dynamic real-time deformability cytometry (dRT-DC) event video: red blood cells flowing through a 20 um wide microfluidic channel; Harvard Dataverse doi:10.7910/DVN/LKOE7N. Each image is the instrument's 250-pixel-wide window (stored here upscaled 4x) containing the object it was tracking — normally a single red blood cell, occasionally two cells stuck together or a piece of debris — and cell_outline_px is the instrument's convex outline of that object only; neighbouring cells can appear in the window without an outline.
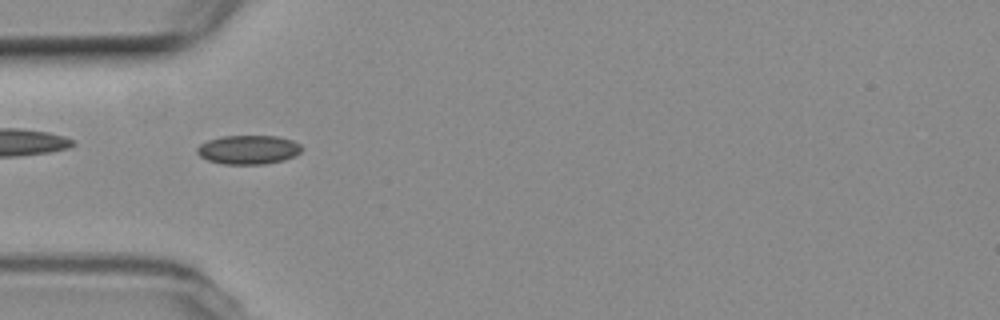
{"species": "common noctule bat (a hibernating species)", "species_latin": "Nyctalus noctula", "temperature_condition": "room temperature", "stored_images_in_passage": 40, "camera_frame_rate_fps": 3000, "um_per_image_px": 0.085, "animal": {"sex": "female", "body_mass_g": 19.3, "forearm_length_mm": 54.1}, "frame": {"image": 1, "passage_image": 2, "time_ms": 0.333, "image_size_px": [1000, 320], "cell_outline_px": [[304, 148], [300, 152], [284, 160], [264, 164], [224, 164], [208, 160], [200, 156], [196, 152], [196, 148], [200, 144], [208, 140], [224, 136], [276, 136], [292, 140], [300, 144]], "centroid_in_image_um": [21.11, 12.72], "position_along_channel_um": 63.9, "area_um2": 17.63}}
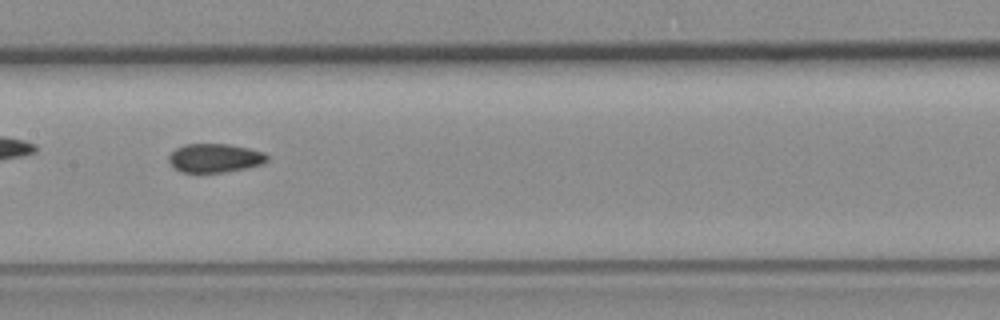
{"frame": {"image": 2, "passage_image": 12, "time_ms": 3.667, "image_size_px": [1000, 320], "cell_outline_px": [[268, 160], [264, 164], [248, 168], [224, 172], [180, 172], [168, 160], [168, 156], [176, 148], [184, 144], [228, 144], [248, 148], [264, 152], [268, 156]], "centroid_in_image_um": [18.29, 13.43], "position_along_channel_um": 189.1, "area_um2": 16.53}}
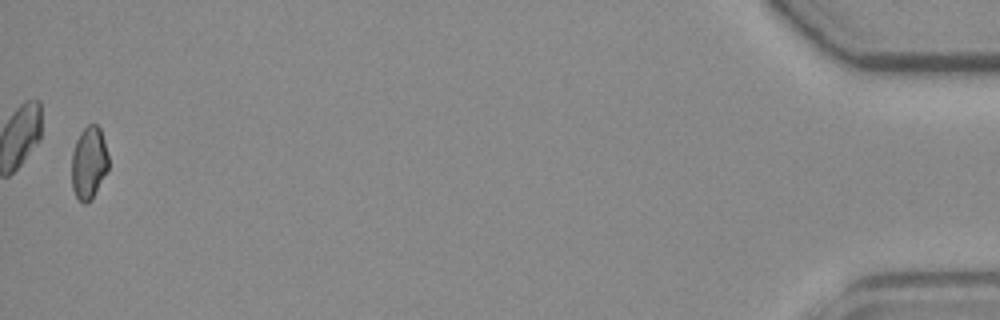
{"frame": {"image": 3, "passage_image": 39, "time_ms": 12.667, "image_size_px": [1000, 320], "cell_outline_px": [[108, 168], [92, 200], [88, 204], [84, 204], [76, 196], [72, 188], [72, 152], [76, 140], [80, 132], [88, 124], [96, 124], [100, 128], [104, 140], [108, 156]], "centroid_in_image_um": [7.55, 13.85], "position_along_channel_um": 427.7, "area_um2": 15.61}, "authors_computed_cell_mechanics": {"area_um2": 16.6175, "velocity_mm_per_s": 3.7548, "shape_relaxation_time_tau1_ms": null, "shape_relaxation_time_tau2_ms": 1.93, "deformation_change_tau1": null, "deformation_change_tau2": 0.0569}}